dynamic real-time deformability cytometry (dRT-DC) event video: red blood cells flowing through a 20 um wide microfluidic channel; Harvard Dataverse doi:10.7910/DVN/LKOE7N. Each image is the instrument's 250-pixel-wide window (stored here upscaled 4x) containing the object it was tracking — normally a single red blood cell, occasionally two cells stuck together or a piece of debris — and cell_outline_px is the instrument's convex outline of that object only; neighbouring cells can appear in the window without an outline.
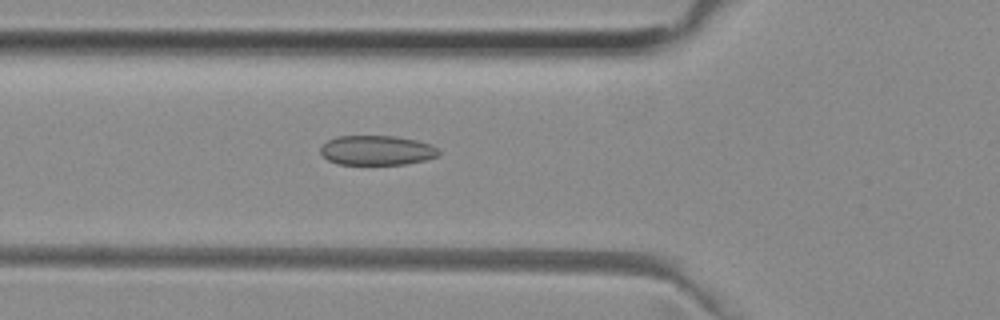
{"species": "common noctule bat (a hibernating species)", "species_latin": "Nyctalus noctula", "temperature_condition": "room temperature", "stored_images_in_passage": 38, "camera_frame_rate_fps": 3000, "um_per_image_px": 0.085, "animal": {"sex": "female", "body_mass_g": 29.2, "forearm_length_mm": 56.3}, "frame": {"image": 1, "passage_image": 5, "time_ms": 1.333, "image_size_px": [1000, 320], "cell_outline_px": [[440, 156], [424, 160], [404, 164], [336, 164], [328, 160], [320, 152], [320, 148], [328, 140], [336, 136], [396, 136], [416, 140], [432, 144], [440, 152]], "centroid_in_image_um": [32.04, 12.77], "position_along_channel_um": 93.8, "area_um2": 20.46}}
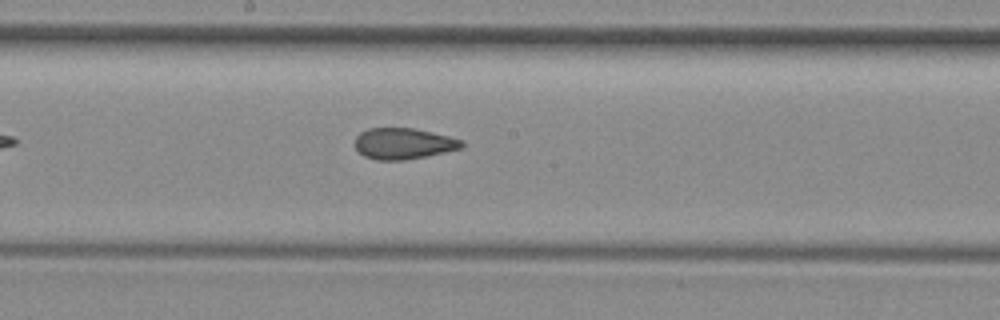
{"frame": {"image": 2, "passage_image": 14, "time_ms": 4.333, "image_size_px": [1000, 320], "cell_outline_px": [[464, 144], [460, 148], [424, 156], [404, 160], [376, 160], [364, 156], [356, 148], [356, 136], [360, 132], [368, 128], [412, 128], [432, 132], [464, 140]], "centroid_in_image_um": [34.27, 12.19], "position_along_channel_um": 213.9, "area_um2": 19.13}}
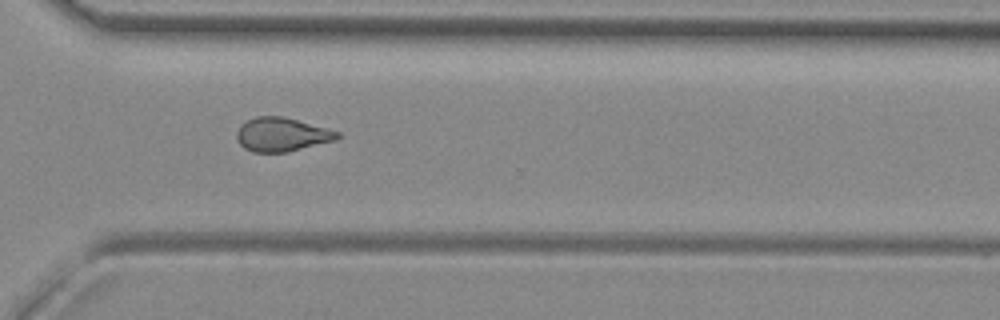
{"frame": {"image": 3, "passage_image": 24, "time_ms": 7.667, "image_size_px": [1000, 320], "cell_outline_px": [[340, 136], [336, 140], [284, 152], [252, 152], [244, 148], [236, 140], [236, 132], [240, 124], [256, 116], [284, 116], [340, 132]], "centroid_in_image_um": [23.91, 11.42], "position_along_channel_um": 346.7, "area_um2": 19.77}, "authors_computed_cell_mechanics": {"area_um2": 19.8254, "velocity_mm_per_s": 3.9931, "shape_relaxation_time_tau1_ms": null, "shape_relaxation_time_tau2_ms": 1.5592, "deformation_change_tau1": null, "deformation_change_tau2": 0.0628}}